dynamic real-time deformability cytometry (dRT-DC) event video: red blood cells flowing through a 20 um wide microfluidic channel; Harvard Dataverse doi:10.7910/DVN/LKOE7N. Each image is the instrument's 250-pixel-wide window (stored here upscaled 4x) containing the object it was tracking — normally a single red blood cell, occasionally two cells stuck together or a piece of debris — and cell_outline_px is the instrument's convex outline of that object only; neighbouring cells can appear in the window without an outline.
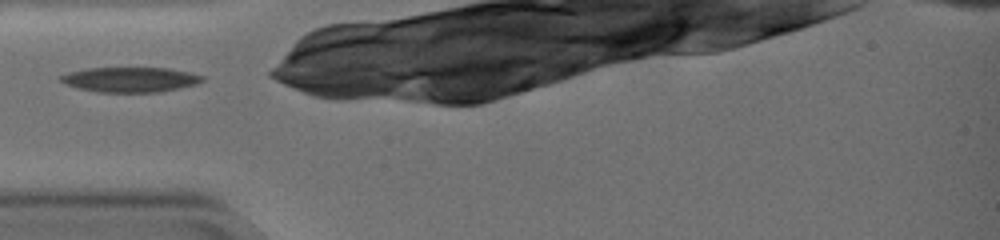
{"species": "common noctule bat (a hibernating species)", "species_latin": "Nyctalus noctula", "temperature_condition": "warm", "stored_images_in_passage": 35, "camera_frame_rate_fps": 3000, "um_per_image_px": 0.085, "animal": {"sex": "female", "body_mass_g": 19.0, "forearm_length_mm": 51.5}, "frame": {"image": 1, "passage_image": 1, "time_ms": 0.0, "image_size_px": [1000, 240], "cell_outline_px": [[204, 80], [196, 84], [160, 92], [100, 92], [80, 88], [64, 84], [60, 80], [60, 76], [72, 72], [88, 68], [168, 68], [188, 72], [204, 76]], "centroid_in_image_um": [11.1, 6.76], "position_along_channel_um": 73.9, "area_um2": 20.35}}
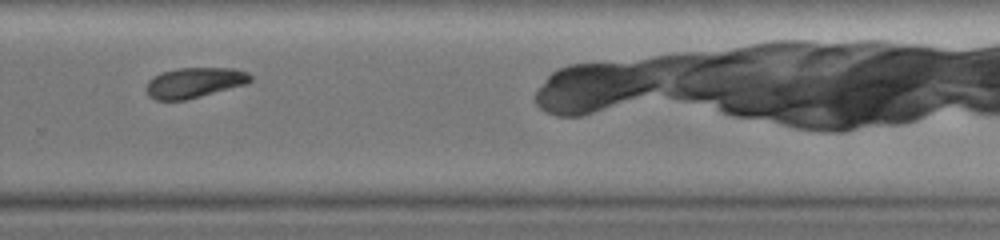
{"frame": {"image": 2, "passage_image": 23, "time_ms": 7.333, "image_size_px": [1000, 240], "cell_outline_px": [[252, 80], [244, 84], [200, 96], [184, 100], [156, 100], [148, 96], [148, 80], [160, 72], [176, 68], [232, 68], [248, 72], [252, 76]], "centroid_in_image_um": [16.51, 7.01], "position_along_channel_um": 313.3, "area_um2": 18.15}}
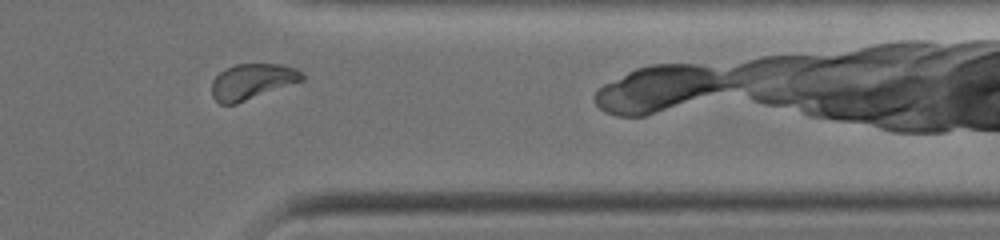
{"frame": {"image": 3, "passage_image": 30, "time_ms": 9.667, "image_size_px": [1000, 240], "cell_outline_px": [[304, 80], [236, 104], [220, 104], [212, 96], [212, 80], [220, 72], [236, 64], [280, 64], [296, 68], [304, 72]], "centroid_in_image_um": [21.45, 6.93], "position_along_channel_um": 389.9, "area_um2": 18.73}}